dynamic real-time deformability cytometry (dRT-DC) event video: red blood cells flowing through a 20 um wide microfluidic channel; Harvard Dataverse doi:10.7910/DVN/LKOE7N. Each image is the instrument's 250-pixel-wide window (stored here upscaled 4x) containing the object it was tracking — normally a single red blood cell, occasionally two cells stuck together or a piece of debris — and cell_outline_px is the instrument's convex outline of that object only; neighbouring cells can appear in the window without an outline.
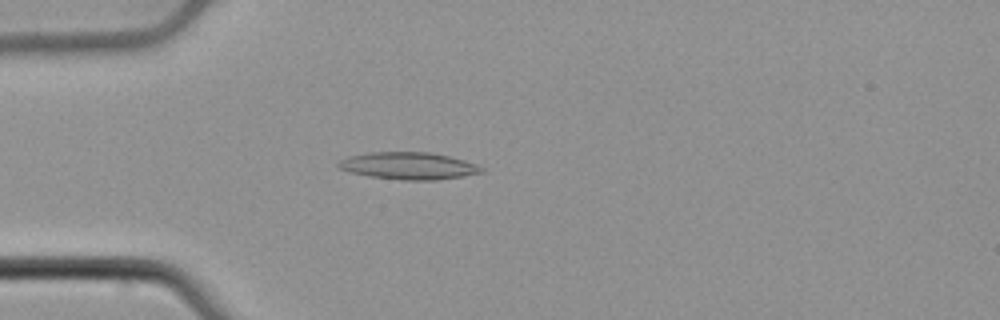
{"species": "common noctule bat (a hibernating species)", "species_latin": "Nyctalus noctula", "temperature_condition": "cold", "stored_images_in_passage": 42, "camera_frame_rate_fps": 3000, "um_per_image_px": 0.085, "animal": {"sex": "male", "body_mass_g": 21.5, "forearm_length_mm": 52.0}, "frame": {"image": 1, "passage_image": 7, "time_ms": 2.0, "image_size_px": [1000, 320], "cell_outline_px": [[484, 172], [436, 180], [404, 180], [372, 176], [352, 172], [340, 168], [336, 164], [340, 160], [348, 156], [368, 152], [432, 152], [464, 160], [476, 164], [484, 168]], "centroid_in_image_um": [34.74, 14.08], "position_along_channel_um": 50.3, "area_um2": 22.43}}
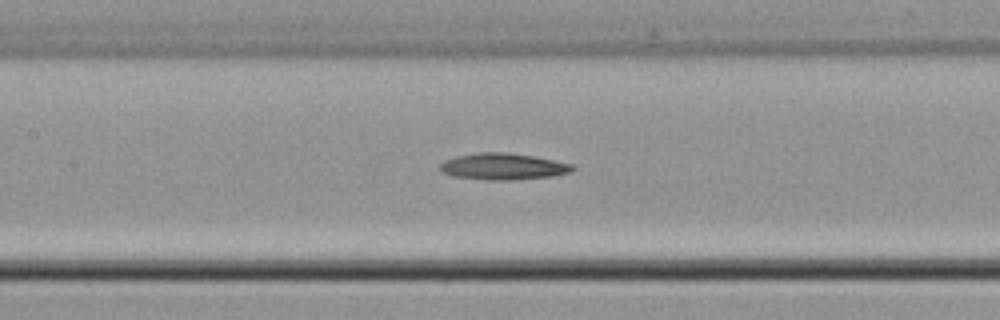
{"frame": {"image": 2, "passage_image": 17, "time_ms": 5.333, "image_size_px": [1000, 320], "cell_outline_px": [[576, 168], [568, 172], [552, 176], [512, 180], [488, 180], [452, 176], [440, 172], [440, 164], [444, 160], [456, 156], [476, 152], [504, 152], [532, 156], [572, 164]], "centroid_in_image_um": [42.7, 14.15], "position_along_channel_um": 164.7, "area_um2": 20.4}}
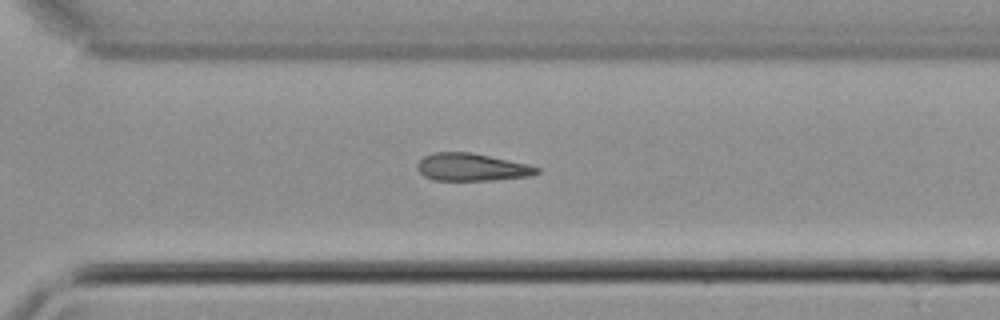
{"frame": {"image": 3, "passage_image": 30, "time_ms": 9.667, "image_size_px": [1000, 320], "cell_outline_px": [[540, 172], [528, 176], [492, 180], [436, 180], [424, 176], [416, 168], [416, 164], [424, 156], [436, 152], [468, 152], [528, 164], [540, 168]], "centroid_in_image_um": [40.07, 14.21], "position_along_channel_um": 330.5, "area_um2": 18.96}, "authors_computed_cell_mechanics": {"area_um2": 19.7098, "velocity_mm_per_s": 3.8281, "shape_relaxation_time_tau1_ms": 6.622, "shape_relaxation_time_tau2_ms": null, "deformation_change_tau1": 0.1283, "deformation_change_tau2": null}}